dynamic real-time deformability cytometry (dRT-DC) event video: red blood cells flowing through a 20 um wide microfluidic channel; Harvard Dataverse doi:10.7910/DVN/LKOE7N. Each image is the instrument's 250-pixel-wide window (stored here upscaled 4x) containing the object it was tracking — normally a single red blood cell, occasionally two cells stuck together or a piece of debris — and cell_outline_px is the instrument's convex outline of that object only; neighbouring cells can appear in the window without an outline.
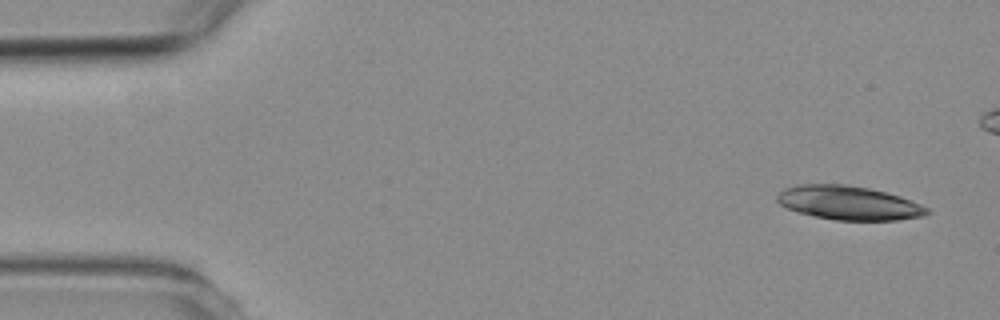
{"species": "common noctule bat (a hibernating species)", "species_latin": "Nyctalus noctula", "temperature_condition": "room temperature", "stored_images_in_passage": 5, "camera_frame_rate_fps": 3000, "um_per_image_px": 0.085, "animal": {"sex": "female", "body_mass_g": 19.3, "forearm_length_mm": 54.1}, "frame": {"image": 1, "passage_image": 1, "time_ms": 0.0, "image_size_px": [1000, 320], "cell_outline_px": [[932, 212], [924, 216], [896, 220], [836, 220], [816, 216], [800, 212], [788, 208], [780, 204], [776, 200], [776, 196], [784, 188], [800, 184], [848, 184], [868, 188], [900, 196], [920, 204], [928, 208]], "centroid_in_image_um": [72.16, 17.24], "position_along_channel_um": 12.8, "area_um2": 29.48}}